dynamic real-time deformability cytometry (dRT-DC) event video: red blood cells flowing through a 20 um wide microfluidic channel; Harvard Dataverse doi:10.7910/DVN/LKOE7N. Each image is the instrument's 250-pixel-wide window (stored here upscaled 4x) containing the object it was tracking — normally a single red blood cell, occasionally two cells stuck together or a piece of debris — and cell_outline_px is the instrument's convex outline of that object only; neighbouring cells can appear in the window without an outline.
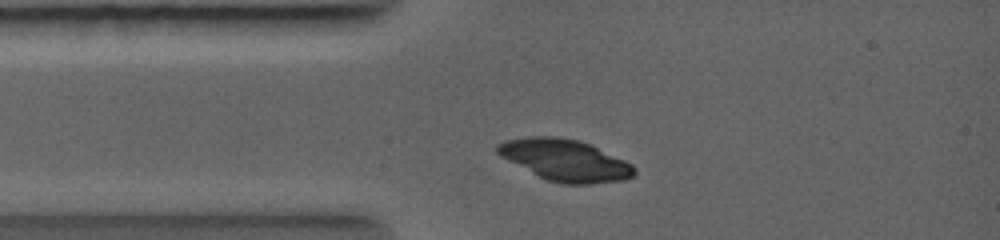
{"species": "common noctule bat (a hibernating species)", "species_latin": "Nyctalus noctula", "temperature_condition": "warm", "stored_images_in_passage": 3, "camera_frame_rate_fps": 5000, "um_per_image_px": 0.085, "animal": {"sex": "female", "body_mass_g": 19.0, "forearm_length_mm": 56.7}, "frame": {"image": 1, "passage_image": 2, "time_ms": 0.6, "image_size_px": [1000, 240], "cell_outline_px": [[636, 172], [632, 176], [624, 180], [592, 184], [564, 184], [548, 180], [500, 156], [496, 152], [496, 144], [504, 140], [528, 136], [556, 136], [580, 140], [624, 160], [632, 164], [636, 168]], "centroid_in_image_um": [48.03, 13.6], "position_along_channel_um": 37.0, "area_um2": 32.95}}